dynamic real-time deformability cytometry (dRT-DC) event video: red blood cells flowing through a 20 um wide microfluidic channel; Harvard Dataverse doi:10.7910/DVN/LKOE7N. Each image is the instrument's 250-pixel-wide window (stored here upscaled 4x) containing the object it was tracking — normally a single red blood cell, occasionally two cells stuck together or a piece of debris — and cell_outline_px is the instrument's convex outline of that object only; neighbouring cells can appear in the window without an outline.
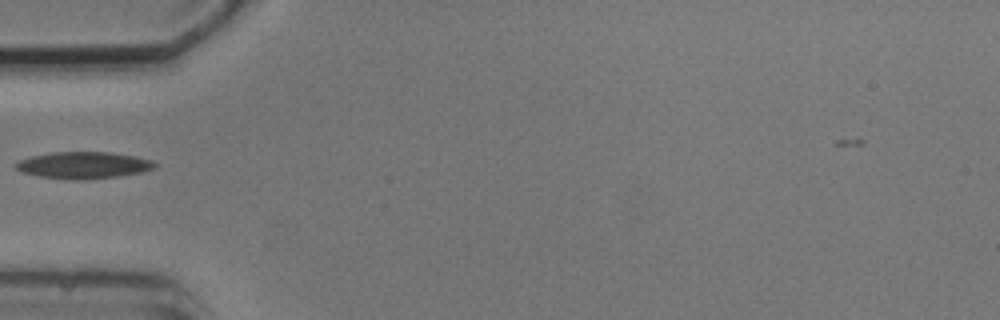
{"species": "common noctule bat (a hibernating species)", "species_latin": "Nyctalus noctula", "temperature_condition": "cold", "stored_images_in_passage": 6, "camera_frame_rate_fps": 3000, "um_per_image_px": 0.085, "animal": {"sex": "male", "body_mass_g": 20.5, "forearm_length_mm": 52.5}, "frame": {"image": 1, "passage_image": 5, "time_ms": 4.667, "image_size_px": [1000, 320], "cell_outline_px": [[160, 164], [156, 168], [140, 172], [120, 176], [80, 180], [40, 176], [24, 172], [16, 168], [12, 164], [20, 160], [32, 156], [52, 152], [112, 152], [136, 156], [152, 160]], "centroid_in_image_um": [7.16, 14.03], "position_along_channel_um": 77.8, "area_um2": 21.68}}